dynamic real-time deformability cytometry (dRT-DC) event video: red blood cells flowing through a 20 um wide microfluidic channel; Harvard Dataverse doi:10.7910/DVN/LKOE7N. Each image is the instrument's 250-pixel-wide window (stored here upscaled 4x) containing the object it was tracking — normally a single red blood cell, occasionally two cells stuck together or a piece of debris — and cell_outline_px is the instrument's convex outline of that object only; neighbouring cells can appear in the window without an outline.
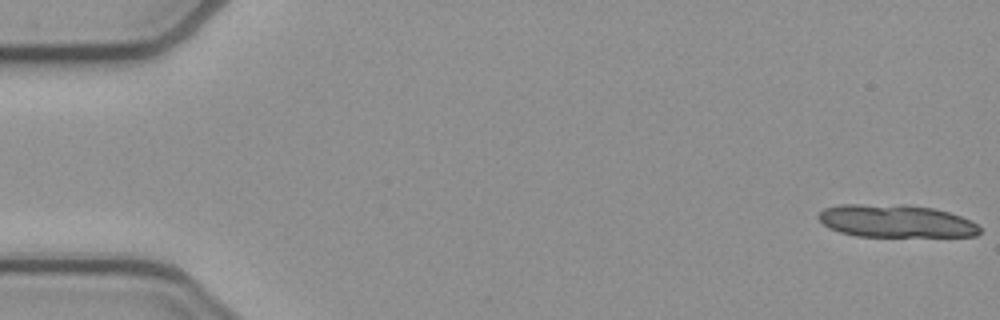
{"species": "common noctule bat (a hibernating species)", "species_latin": "Nyctalus noctula", "temperature_condition": "cold", "stored_images_in_passage": 14, "camera_frame_rate_fps": 3000, "um_per_image_px": 0.085, "animal": {"sex": "female", "body_mass_g": 21.9}, "frame": {"image": 1, "passage_image": 1, "time_ms": 0.0, "image_size_px": [1000, 320], "cell_outline_px": [[980, 232], [976, 236], [856, 236], [840, 232], [828, 228], [816, 216], [824, 208], [840, 204], [904, 204], [932, 208], [948, 212], [960, 216], [976, 224], [980, 228]], "centroid_in_image_um": [76.1, 18.78], "position_along_channel_um": 8.9, "area_um2": 30.75}}